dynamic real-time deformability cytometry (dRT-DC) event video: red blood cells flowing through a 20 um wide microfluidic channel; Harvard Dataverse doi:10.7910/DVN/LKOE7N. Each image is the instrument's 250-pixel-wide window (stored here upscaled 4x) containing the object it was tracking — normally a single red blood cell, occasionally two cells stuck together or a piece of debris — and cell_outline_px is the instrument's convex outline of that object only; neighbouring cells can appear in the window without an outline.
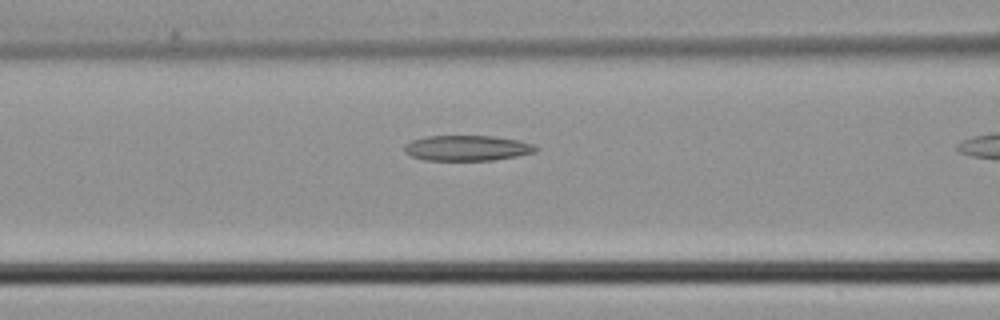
{"species": "common noctule bat (a hibernating species)", "species_latin": "Nyctalus noctula", "temperature_condition": "cold", "stored_images_in_passage": 6, "camera_frame_rate_fps": 3000, "um_per_image_px": 0.085, "animal": {"sex": "male", "body_mass_g": 21.5, "forearm_length_mm": 52.0}, "frame": {"image": 1, "passage_image": 4, "time_ms": 1.0, "image_size_px": [1000, 320], "cell_outline_px": [[540, 148], [536, 152], [516, 156], [492, 160], [424, 160], [412, 156], [404, 152], [404, 144], [412, 140], [428, 136], [492, 136], [520, 140], [532, 144]], "centroid_in_image_um": [39.71, 12.58], "position_along_channel_um": 126.9, "area_um2": 19.48}}
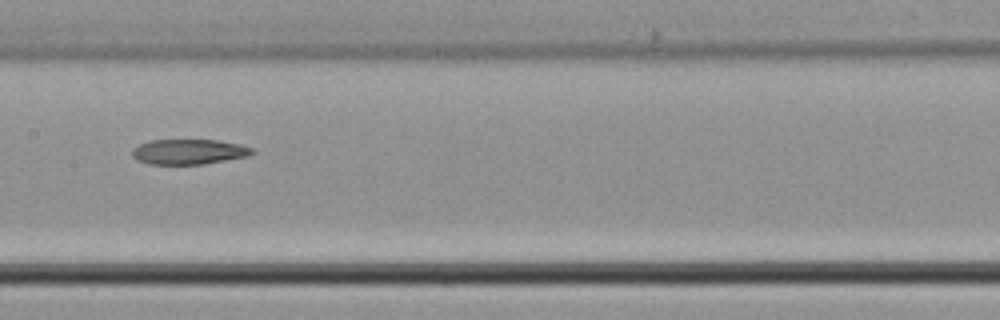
{"frame": {"image": 2, "passage_image": 6, "time_ms": 1.667, "image_size_px": [1000, 320], "cell_outline_px": [[256, 152], [248, 156], [204, 164], [148, 164], [136, 160], [132, 156], [132, 148], [148, 140], [216, 140], [240, 144], [252, 148]], "centroid_in_image_um": [16.03, 12.9], "position_along_channel_um": 191.4, "area_um2": 17.69}}